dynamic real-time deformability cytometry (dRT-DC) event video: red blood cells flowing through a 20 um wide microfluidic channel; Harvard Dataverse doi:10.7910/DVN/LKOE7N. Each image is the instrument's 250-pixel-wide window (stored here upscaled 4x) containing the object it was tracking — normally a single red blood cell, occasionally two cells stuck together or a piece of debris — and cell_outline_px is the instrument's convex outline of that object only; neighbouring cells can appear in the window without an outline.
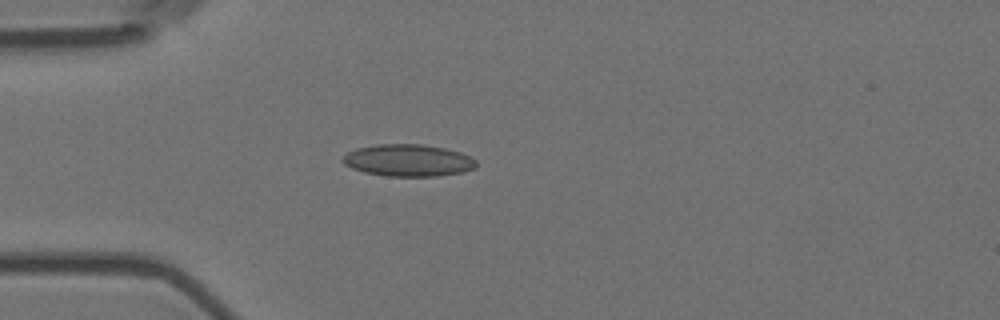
{"species": "Egyptian fruit bat (a non-hibernating species)", "species_latin": "Rousettus aegyptiacus", "temperature_condition": "room temperature", "stored_images_in_passage": 2, "camera_frame_rate_fps": 3000, "um_per_image_px": 0.085, "animal": {"sex": "female"}, "frame": {"image": 1, "passage_image": 2, "time_ms": 0.333, "image_size_px": [1000, 320], "cell_outline_px": [[476, 168], [464, 172], [440, 176], [388, 176], [364, 172], [352, 168], [344, 164], [340, 160], [340, 156], [356, 148], [376, 144], [424, 144], [444, 148], [460, 152], [472, 156], [476, 160]], "centroid_in_image_um": [34.69, 13.63], "position_along_channel_um": 50.3, "area_um2": 25.26}}